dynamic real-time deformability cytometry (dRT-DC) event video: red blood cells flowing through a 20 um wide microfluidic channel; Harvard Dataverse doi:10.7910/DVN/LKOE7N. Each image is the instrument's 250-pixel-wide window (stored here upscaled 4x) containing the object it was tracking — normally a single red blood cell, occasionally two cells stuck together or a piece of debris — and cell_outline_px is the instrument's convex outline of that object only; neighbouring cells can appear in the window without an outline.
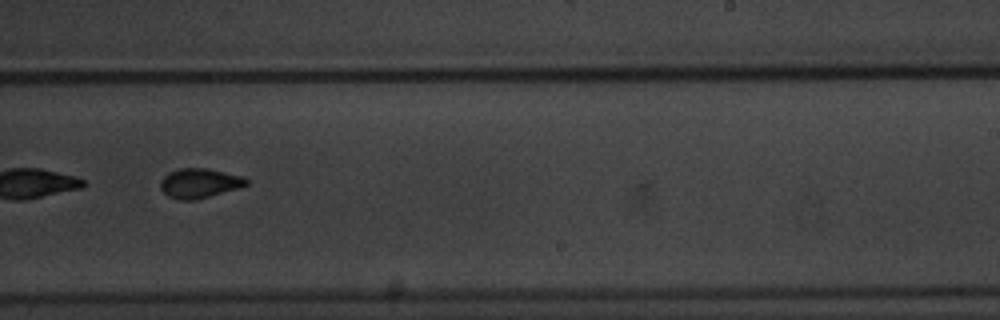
{"species": "common noctule bat (a hibernating species)", "species_latin": "Nyctalus noctula", "temperature_condition": "warm", "stored_images_in_passage": 10, "camera_frame_rate_fps": 3000, "um_per_image_px": 0.085, "animal": {"sex": "male", "body_mass_g": 20.1, "forearm_length_mm": 53.5}, "frame": {"image": 1, "passage_image": 10, "time_ms": 10.667, "image_size_px": [1000, 320], "cell_outline_px": [[248, 184], [236, 188], [208, 196], [192, 200], [180, 200], [168, 196], [160, 188], [160, 180], [168, 172], [180, 168], [208, 168], [244, 176], [248, 180]], "centroid_in_image_um": [16.93, 15.55], "position_along_channel_um": 272.1, "area_um2": 14.68}}